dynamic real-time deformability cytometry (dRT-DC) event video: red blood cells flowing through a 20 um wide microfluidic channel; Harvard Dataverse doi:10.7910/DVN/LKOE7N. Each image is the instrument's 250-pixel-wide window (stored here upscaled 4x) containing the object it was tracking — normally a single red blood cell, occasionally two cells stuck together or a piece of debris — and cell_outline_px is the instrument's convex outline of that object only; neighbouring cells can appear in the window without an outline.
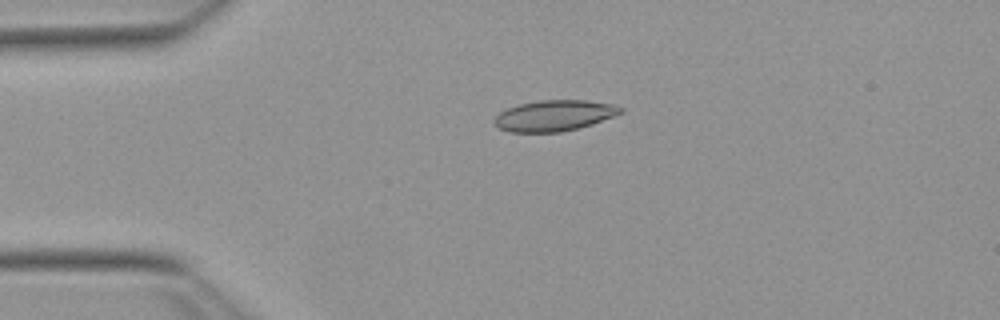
{"species": "Egyptian fruit bat (a non-hibernating species)", "species_latin": "Rousettus aegyptiacus", "temperature_condition": "warm", "stored_images_in_passage": 42, "camera_frame_rate_fps": 3000, "um_per_image_px": 0.085, "animal": {"sex": "female"}, "frame": {"image": 1, "passage_image": 1, "time_ms": 0.0, "image_size_px": [1000, 320], "cell_outline_px": [[624, 112], [592, 124], [560, 132], [508, 132], [500, 128], [492, 120], [500, 112], [508, 108], [520, 104], [540, 100], [584, 100], [612, 104], [624, 108]], "centroid_in_image_um": [47.11, 9.82], "position_along_channel_um": 37.9, "area_um2": 22.54}}
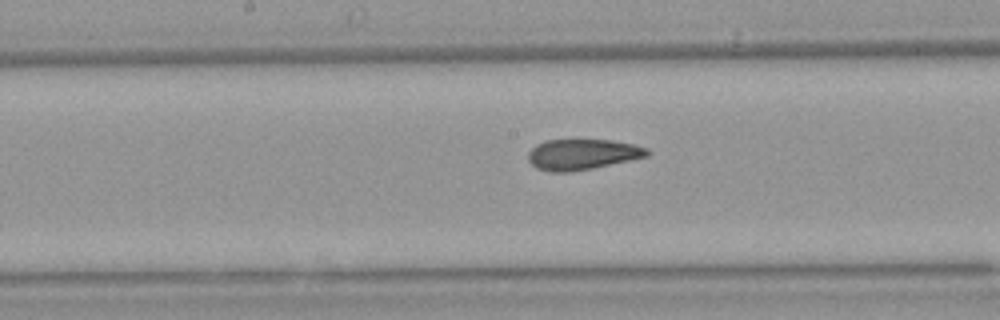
{"frame": {"image": 2, "passage_image": 16, "time_ms": 5.0, "image_size_px": [1000, 320], "cell_outline_px": [[652, 152], [648, 156], [592, 168], [568, 172], [548, 172], [536, 168], [528, 160], [528, 152], [536, 144], [544, 140], [612, 140], [632, 144], [648, 148]], "centroid_in_image_um": [49.48, 13.12], "position_along_channel_um": 198.7, "area_um2": 21.27}}
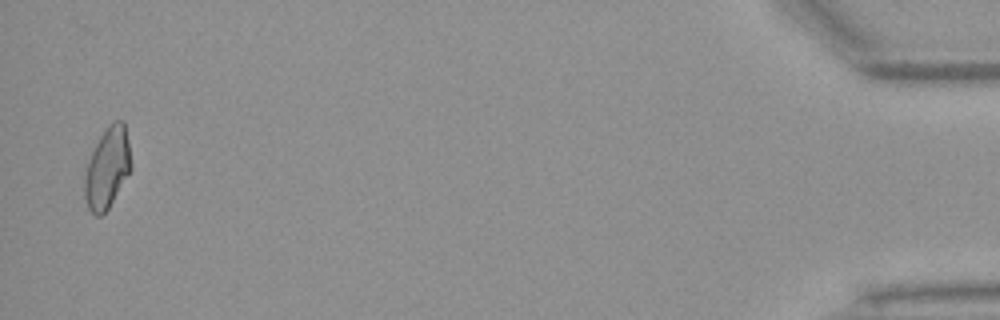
{"frame": {"image": 3, "passage_image": 41, "time_ms": 13.333, "image_size_px": [1000, 320], "cell_outline_px": [[132, 168], [108, 208], [100, 216], [96, 216], [88, 208], [84, 196], [84, 176], [88, 160], [100, 136], [116, 120], [124, 120], [128, 140], [132, 164]], "centroid_in_image_um": [9.12, 14.29], "position_along_channel_um": 426.1, "area_um2": 21.62}, "authors_computed_cell_mechanics": {"area_um2": 21.6172, "velocity_mm_per_s": 3.8287, "shape_relaxation_time_tau1_ms": null, "shape_relaxation_time_tau2_ms": 2.1867, "deformation_change_tau1": null, "deformation_change_tau2": 0.0645}}